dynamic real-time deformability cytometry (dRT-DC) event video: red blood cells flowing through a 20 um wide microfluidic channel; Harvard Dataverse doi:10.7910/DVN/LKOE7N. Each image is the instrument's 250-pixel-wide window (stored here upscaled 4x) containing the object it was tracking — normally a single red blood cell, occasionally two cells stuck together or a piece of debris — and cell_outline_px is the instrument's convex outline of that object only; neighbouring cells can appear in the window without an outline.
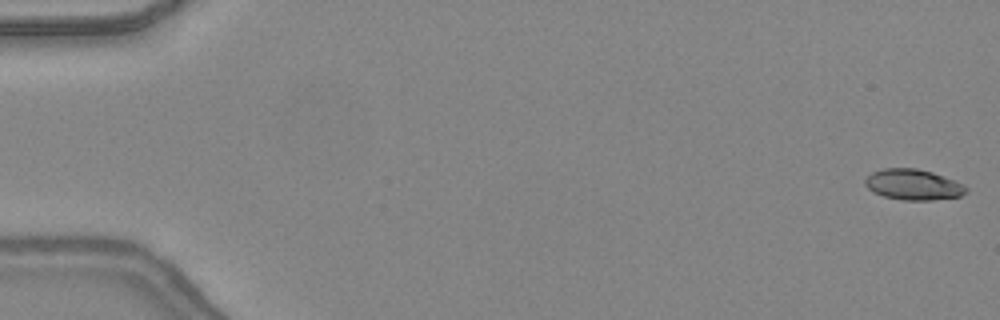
{"species": "common noctule bat (a hibernating species)", "species_latin": "Nyctalus noctula", "temperature_condition": "warm", "stored_images_in_passage": 7, "camera_frame_rate_fps": 3000, "um_per_image_px": 0.085, "animal": {"sex": "female", "body_mass_g": 24.6, "forearm_length_mm": 56.2}, "frame": {"image": 1, "passage_image": 1, "time_ms": 0.0, "image_size_px": [1000, 320], "cell_outline_px": [[968, 192], [960, 196], [932, 200], [904, 200], [884, 196], [872, 192], [864, 184], [864, 180], [872, 172], [884, 168], [916, 168], [932, 172], [964, 184], [968, 188]], "centroid_in_image_um": [77.62, 15.69], "position_along_channel_um": 7.4, "area_um2": 18.09}}